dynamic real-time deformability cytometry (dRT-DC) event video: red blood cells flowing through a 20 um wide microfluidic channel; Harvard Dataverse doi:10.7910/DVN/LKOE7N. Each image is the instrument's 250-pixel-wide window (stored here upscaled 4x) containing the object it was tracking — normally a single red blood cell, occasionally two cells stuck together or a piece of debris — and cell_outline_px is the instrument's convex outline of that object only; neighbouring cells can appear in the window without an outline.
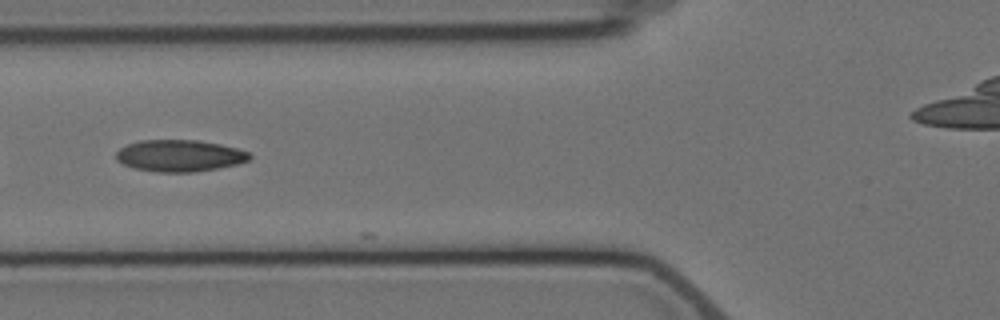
{"species": "Egyptian fruit bat (a non-hibernating species)", "species_latin": "Rousettus aegyptiacus", "temperature_condition": "cold", "stored_images_in_passage": 8, "camera_frame_rate_fps": 3000, "um_per_image_px": 0.085, "animal": {"sex": "female"}, "frame": {"image": 1, "passage_image": 6, "time_ms": 7.0, "image_size_px": [1000, 320], "cell_outline_px": [[252, 156], [248, 160], [236, 164], [216, 168], [192, 172], [160, 172], [136, 168], [124, 164], [116, 160], [116, 152], [120, 148], [128, 144], [140, 140], [196, 140], [220, 144], [236, 148], [248, 152]], "centroid_in_image_um": [15.25, 13.22], "position_along_channel_um": 110.6, "area_um2": 24.39}}
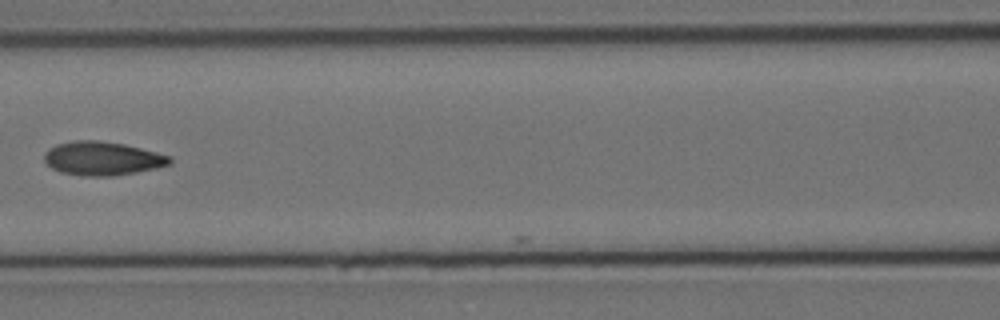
{"frame": {"image": 2, "passage_image": 7, "time_ms": 8.333, "image_size_px": [1000, 320], "cell_outline_px": [[172, 164], [156, 168], [136, 172], [112, 176], [88, 176], [60, 172], [52, 168], [44, 160], [44, 152], [56, 144], [76, 140], [100, 140], [124, 144], [172, 156]], "centroid_in_image_um": [8.72, 13.46], "position_along_channel_um": 157.9, "area_um2": 24.68}}